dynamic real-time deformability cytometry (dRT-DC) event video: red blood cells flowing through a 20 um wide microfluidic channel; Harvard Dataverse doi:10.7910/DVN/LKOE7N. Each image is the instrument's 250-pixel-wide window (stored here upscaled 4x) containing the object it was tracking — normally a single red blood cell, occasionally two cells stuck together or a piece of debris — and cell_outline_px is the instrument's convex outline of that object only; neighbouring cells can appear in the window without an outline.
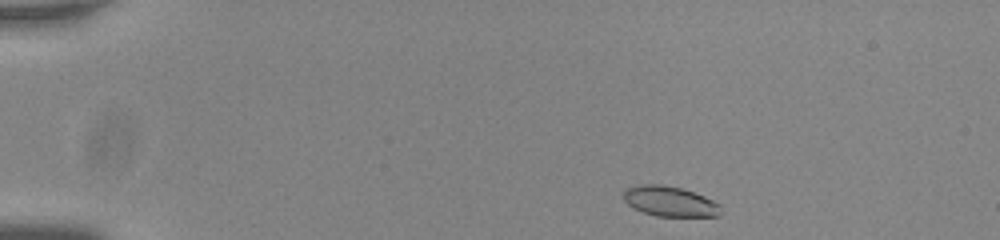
{"species": "common noctule bat (a hibernating species)", "species_latin": "Nyctalus noctula", "temperature_condition": "room temperature", "stored_images_in_passage": 47, "camera_frame_rate_fps": 3000, "um_per_image_px": 0.085, "animal": {"sex": "male", "body_mass_g": 20.0, "forearm_length_mm": 53.3}, "frame": {"image": 1, "passage_image": 1, "time_ms": 0.0, "image_size_px": [1000, 240], "cell_outline_px": [[720, 216], [656, 216], [644, 212], [628, 204], [624, 200], [624, 192], [628, 188], [636, 184], [660, 184], [680, 188], [704, 196], [720, 204]], "centroid_in_image_um": [56.94, 17.11], "position_along_channel_um": 28.1, "area_um2": 16.88}}
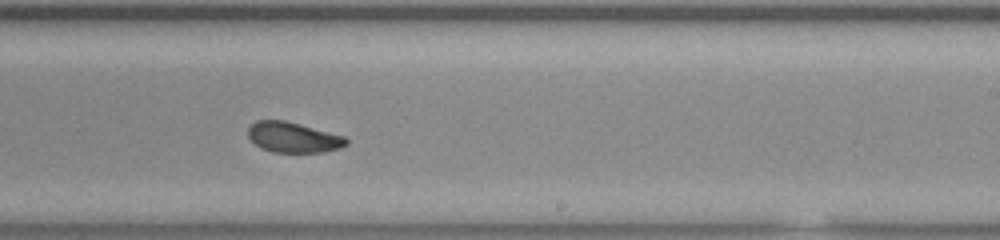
{"frame": {"image": 2, "passage_image": 27, "time_ms": 8.667, "image_size_px": [1000, 240], "cell_outline_px": [[348, 144], [340, 148], [324, 152], [272, 152], [260, 148], [248, 136], [248, 128], [256, 120], [284, 120], [300, 124], [344, 136], [348, 140]], "centroid_in_image_um": [24.92, 11.68], "position_along_channel_um": 264.1, "area_um2": 17.34}}
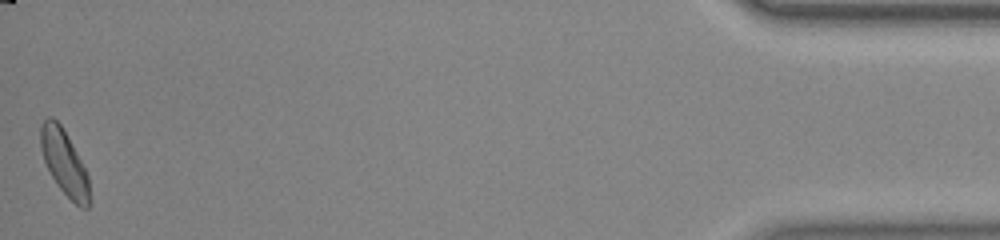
{"frame": {"image": 3, "passage_image": 47, "time_ms": 15.333, "image_size_px": [1000, 240], "cell_outline_px": [[92, 200], [88, 208], [80, 208], [56, 184], [44, 160], [40, 148], [40, 128], [44, 120], [48, 116], [52, 116], [60, 124], [72, 144], [88, 176]], "centroid_in_image_um": [5.48, 13.85], "position_along_channel_um": 429.7, "area_um2": 18.44}, "authors_computed_cell_mechanics": {"area_um2": 17.8602, "velocity_mm_per_s": 3.7398, "shape_relaxation_time_tau1_ms": 2.7251, "shape_relaxation_time_tau2_ms": 3.1542, "deformation_change_tau1": 0.1091, "deformation_change_tau2": 0.0919}}